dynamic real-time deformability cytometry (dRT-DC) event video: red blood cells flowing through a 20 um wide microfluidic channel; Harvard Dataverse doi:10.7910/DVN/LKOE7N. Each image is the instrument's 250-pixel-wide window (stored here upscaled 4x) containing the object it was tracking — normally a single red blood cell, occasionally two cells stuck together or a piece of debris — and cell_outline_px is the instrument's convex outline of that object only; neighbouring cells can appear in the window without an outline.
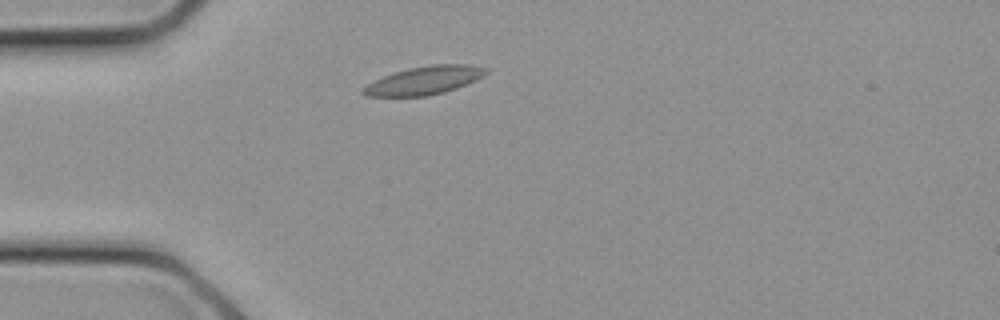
{"species": "common noctule bat (a hibernating species)", "species_latin": "Nyctalus noctula", "temperature_condition": "cold", "stored_images_in_passage": 5, "camera_frame_rate_fps": 3000, "um_per_image_px": 0.085, "animal": {"sex": "female", "body_mass_g": 21.9}, "frame": {"image": 1, "passage_image": 1, "time_ms": 0.0, "image_size_px": [1000, 320], "cell_outline_px": [[488, 72], [484, 76], [476, 80], [456, 88], [444, 92], [428, 96], [364, 96], [360, 92], [360, 88], [384, 76], [408, 68], [432, 64], [468, 64], [488, 68]], "centroid_in_image_um": [36.07, 6.83], "position_along_channel_um": 48.9, "area_um2": 20.23}}
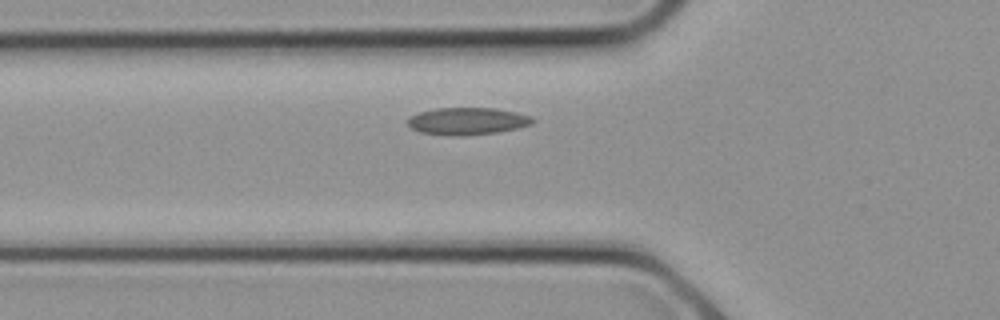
{"frame": {"image": 2, "passage_image": 3, "time_ms": 0.667, "image_size_px": [1000, 320], "cell_outline_px": [[536, 120], [532, 124], [500, 132], [464, 136], [448, 136], [420, 132], [412, 128], [408, 124], [408, 116], [420, 112], [436, 108], [496, 108], [532, 116]], "centroid_in_image_um": [39.73, 10.3], "position_along_channel_um": 86.1, "area_um2": 20.0}}
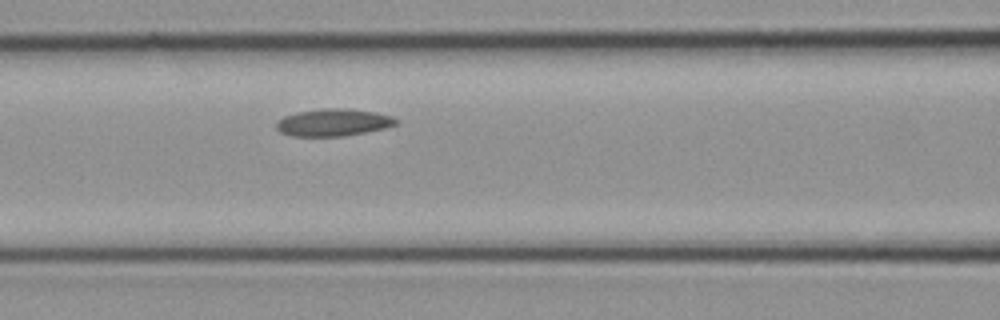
{"frame": {"image": 3, "passage_image": 5, "time_ms": 1.333, "image_size_px": [1000, 320], "cell_outline_px": [[400, 124], [384, 128], [344, 136], [292, 136], [280, 132], [276, 128], [276, 120], [284, 116], [296, 112], [320, 108], [344, 108], [376, 112], [392, 116]], "centroid_in_image_um": [28.3, 10.4], "position_along_channel_um": 138.3, "area_um2": 19.13}}